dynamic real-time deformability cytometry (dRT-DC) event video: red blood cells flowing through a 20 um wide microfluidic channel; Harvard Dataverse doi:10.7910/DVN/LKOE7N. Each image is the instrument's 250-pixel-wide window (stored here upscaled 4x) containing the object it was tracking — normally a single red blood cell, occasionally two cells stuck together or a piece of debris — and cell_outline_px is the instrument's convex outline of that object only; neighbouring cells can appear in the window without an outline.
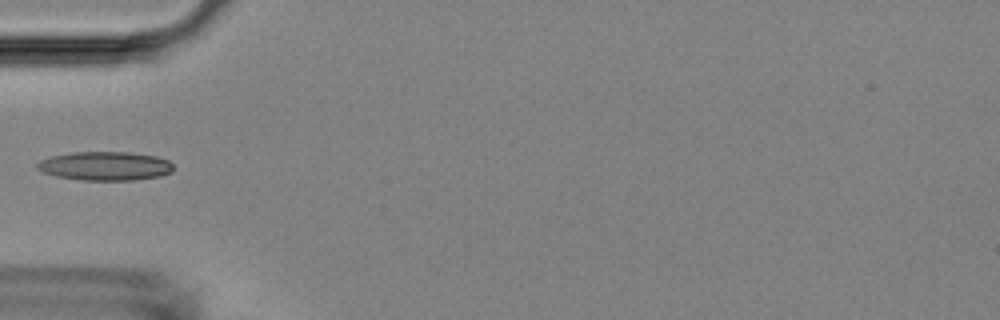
{"species": "Egyptian fruit bat (a non-hibernating species)", "species_latin": "Rousettus aegyptiacus", "temperature_condition": "room temperature", "stored_images_in_passage": 5, "camera_frame_rate_fps": 3000, "um_per_image_px": 0.085, "animal": {"sex": "female"}, "frame": {"image": 1, "passage_image": 5, "time_ms": 1.333, "image_size_px": [1000, 320], "cell_outline_px": [[172, 172], [160, 176], [132, 180], [80, 180], [56, 176], [44, 172], [36, 168], [36, 164], [40, 160], [52, 156], [72, 152], [128, 152], [156, 156], [168, 160], [172, 164]], "centroid_in_image_um": [8.93, 14.11], "position_along_channel_um": 76.1, "area_um2": 22.83}}